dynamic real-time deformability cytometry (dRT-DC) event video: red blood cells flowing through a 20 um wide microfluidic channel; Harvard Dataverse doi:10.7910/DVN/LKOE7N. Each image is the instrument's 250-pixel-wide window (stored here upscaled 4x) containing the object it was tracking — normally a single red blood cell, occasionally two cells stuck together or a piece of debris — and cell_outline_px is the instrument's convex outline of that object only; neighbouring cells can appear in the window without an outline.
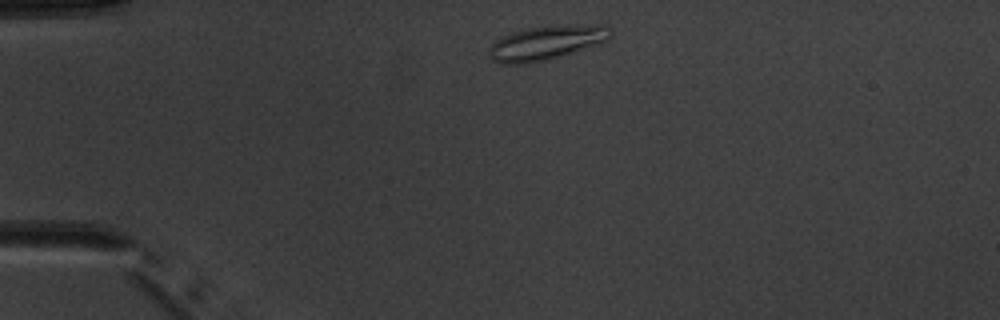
{"species": "common noctule bat (a hibernating species)", "species_latin": "Nyctalus noctula", "temperature_condition": "warm", "stored_images_in_passage": 2, "camera_frame_rate_fps": 3000, "um_per_image_px": 0.085, "animal": {"sex": "male", "body_mass_g": 20.1, "forearm_length_mm": 53.5}, "frame": {"image": 1, "passage_image": 1, "time_ms": 0.0, "image_size_px": [1000, 320], "cell_outline_px": [[612, 36], [608, 40], [548, 60], [528, 64], [500, 64], [492, 60], [488, 56], [488, 48], [496, 40], [504, 36], [528, 28], [552, 24], [604, 24], [612, 28]], "centroid_in_image_um": [46.46, 3.62], "position_along_channel_um": 38.5, "area_um2": 24.62}}